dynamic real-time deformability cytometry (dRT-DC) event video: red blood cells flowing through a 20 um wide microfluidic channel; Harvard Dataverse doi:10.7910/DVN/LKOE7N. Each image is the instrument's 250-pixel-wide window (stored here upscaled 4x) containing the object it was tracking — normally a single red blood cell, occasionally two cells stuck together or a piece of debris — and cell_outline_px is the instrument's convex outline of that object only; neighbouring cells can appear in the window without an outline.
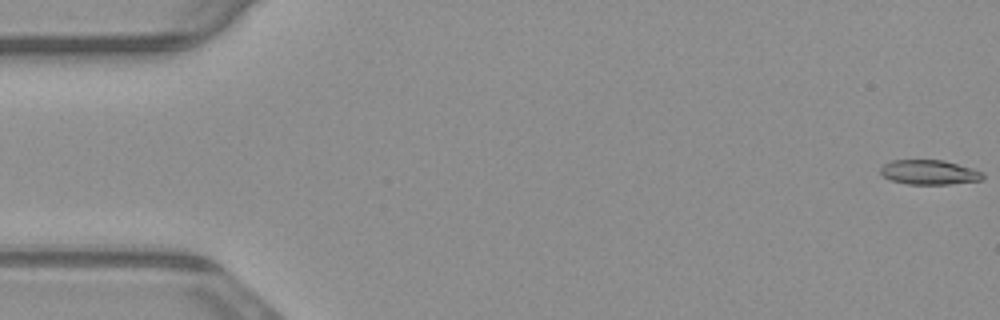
{"species": "common noctule bat (a hibernating species)", "species_latin": "Nyctalus noctula", "temperature_condition": "warm", "stored_images_in_passage": 11, "camera_frame_rate_fps": 3000, "um_per_image_px": 0.085, "animal": {"sex": "male", "body_mass_g": 23.1, "forearm_length_mm": 52.7}, "frame": {"image": 1, "passage_image": 1, "time_ms": 0.0, "image_size_px": [1000, 320], "cell_outline_px": [[984, 180], [948, 184], [908, 184], [892, 180], [884, 176], [880, 172], [880, 168], [884, 164], [892, 160], [944, 160], [972, 168], [984, 172]], "centroid_in_image_um": [79.02, 14.64], "position_along_channel_um": 6.0, "area_um2": 14.68}}